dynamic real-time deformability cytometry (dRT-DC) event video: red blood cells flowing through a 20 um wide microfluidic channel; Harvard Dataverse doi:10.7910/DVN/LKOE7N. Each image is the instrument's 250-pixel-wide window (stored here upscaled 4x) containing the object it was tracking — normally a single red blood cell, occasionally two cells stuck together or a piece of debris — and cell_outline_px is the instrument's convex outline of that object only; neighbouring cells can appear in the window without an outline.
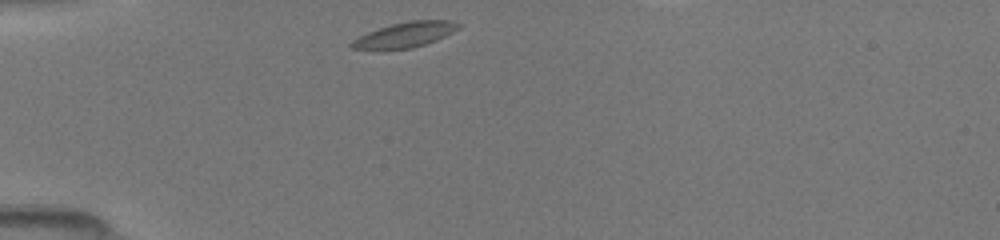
{"species": "common noctule bat (a hibernating species)", "species_latin": "Nyctalus noctula", "temperature_condition": "room temperature", "stored_images_in_passage": 32, "camera_frame_rate_fps": 3000, "um_per_image_px": 0.085, "animal": {"sex": "female", "body_mass_g": 19.5, "forearm_length_mm": 54.1}, "frame": {"image": 1, "passage_image": 1, "time_ms": 0.0, "image_size_px": [1000, 240], "cell_outline_px": [[460, 28], [436, 40], [412, 48], [348, 48], [348, 44], [352, 40], [368, 32], [392, 24], [408, 20], [452, 20], [460, 24]], "centroid_in_image_um": [34.46, 2.93], "position_along_channel_um": 50.5, "area_um2": 15.32}}
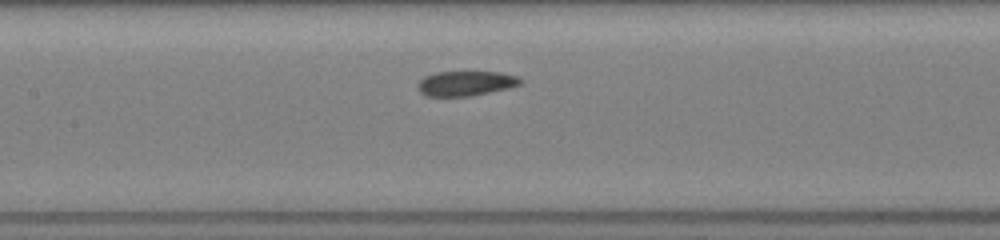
{"frame": {"image": 2, "passage_image": 11, "time_ms": 3.333, "image_size_px": [1000, 240], "cell_outline_px": [[524, 80], [520, 84], [508, 88], [472, 96], [424, 96], [416, 88], [416, 84], [424, 76], [436, 72], [500, 72], [516, 76]], "centroid_in_image_um": [39.55, 7.09], "position_along_channel_um": 167.9, "area_um2": 14.97}}
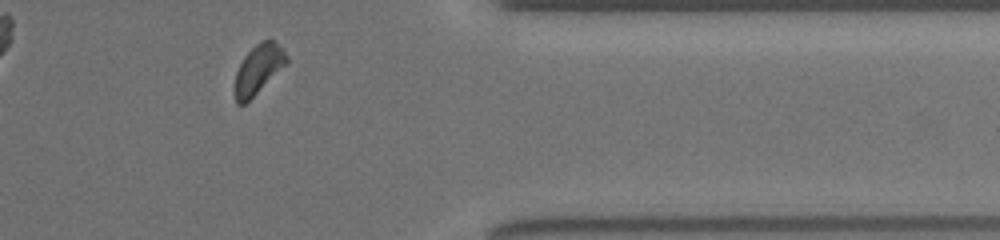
{"frame": {"image": 3, "passage_image": 28, "time_ms": 9.0, "image_size_px": [1000, 240], "cell_outline_px": [[288, 60], [244, 104], [236, 104], [236, 72], [244, 56], [256, 44], [264, 40], [272, 40], [288, 56]], "centroid_in_image_um": [21.93, 5.85], "position_along_channel_um": 389.5, "area_um2": 13.76}}